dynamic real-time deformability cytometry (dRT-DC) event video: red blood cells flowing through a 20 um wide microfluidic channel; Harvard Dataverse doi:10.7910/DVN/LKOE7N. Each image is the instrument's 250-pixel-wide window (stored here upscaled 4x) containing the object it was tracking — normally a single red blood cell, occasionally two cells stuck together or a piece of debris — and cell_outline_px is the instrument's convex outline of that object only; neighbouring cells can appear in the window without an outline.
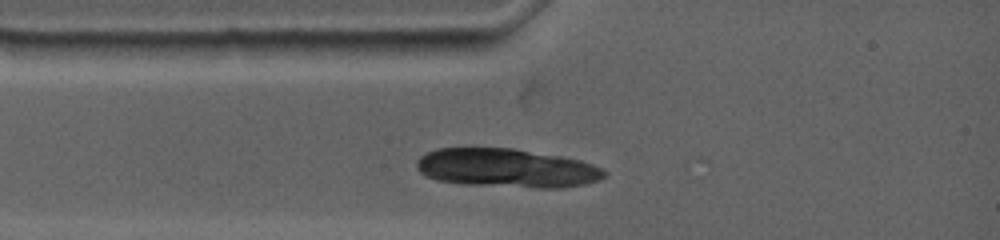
{"species": "common noctule bat (a hibernating species)", "species_latin": "Nyctalus noctula", "temperature_condition": "warm", "stored_images_in_passage": 4, "camera_frame_rate_fps": 4500, "um_per_image_px": 0.085, "animal": {"sex": "female", "body_mass_g": 19.0, "forearm_length_mm": 53.3}, "frame": {"image": 1, "passage_image": 4, "time_ms": 0.889, "image_size_px": [1000, 240], "cell_outline_px": [[500, 36], [496, 44], [488, 48], [444, 52], [380, 52], [368, 40]], "centroid_in_image_um": [36.94, 3.77], "position_along_channel_um": 48.1, "area_um2": 11.5}}